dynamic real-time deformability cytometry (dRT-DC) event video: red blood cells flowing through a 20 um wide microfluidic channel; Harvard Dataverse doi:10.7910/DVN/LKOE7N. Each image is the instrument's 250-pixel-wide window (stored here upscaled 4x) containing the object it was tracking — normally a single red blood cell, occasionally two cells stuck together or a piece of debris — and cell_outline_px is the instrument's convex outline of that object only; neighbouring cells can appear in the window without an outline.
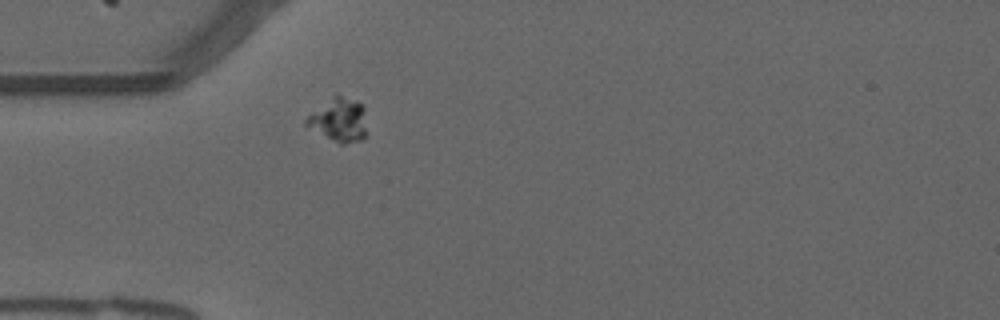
{"species": "common noctule bat (a hibernating species)", "species_latin": "Nyctalus noctula", "temperature_condition": "warm", "stored_images_in_passage": 47, "camera_frame_rate_fps": 3000, "um_per_image_px": 0.085, "animal": {"sex": "male", "forearm_length_mm": 52.5}, "frame": {"image": 1, "passage_image": 6, "time_ms": 1.667, "image_size_px": [1000, 320], "cell_outline_px": [[364, 140], [344, 144], [340, 144], [304, 124], [304, 120], [312, 112], [332, 96], [340, 96], [364, 104]], "centroid_in_image_um": [28.81, 10.2], "position_along_channel_um": 56.2, "area_um2": 14.91}}
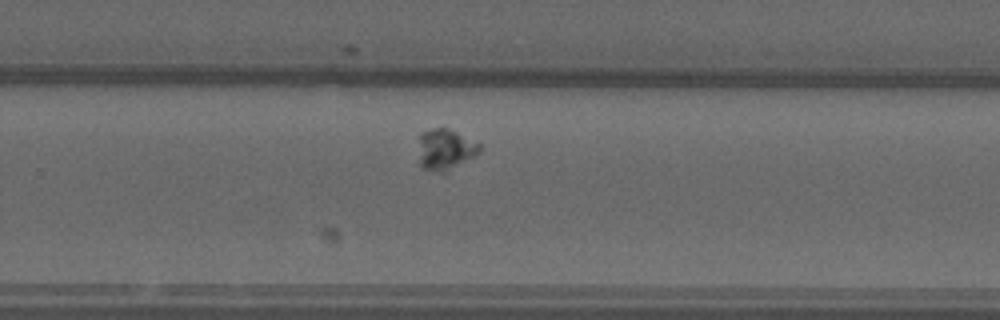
{"frame": {"image": 2, "passage_image": 27, "time_ms": 8.667, "image_size_px": [1000, 320], "cell_outline_px": [[480, 152], [476, 156], [444, 172], [440, 172], [420, 168], [420, 132], [432, 128], [448, 128], [480, 144]], "centroid_in_image_um": [37.85, 12.7], "position_along_channel_um": 291.9, "area_um2": 14.39}}
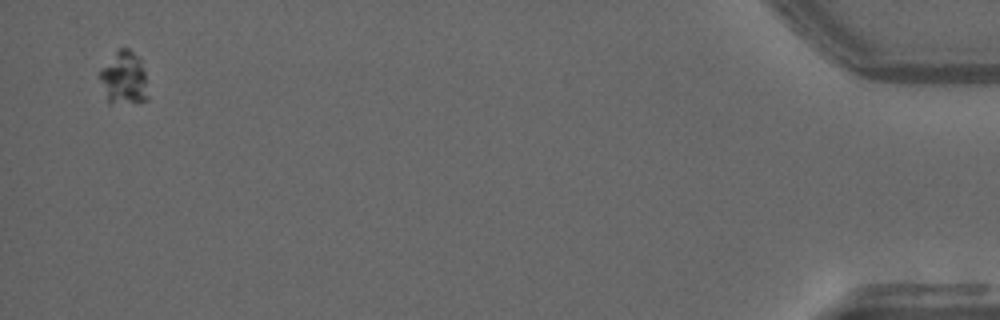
{"frame": {"image": 3, "passage_image": 46, "time_ms": 15.0, "image_size_px": [1000, 320], "cell_outline_px": [[148, 100], [140, 104], [136, 104], [108, 100], [100, 80], [100, 72], [116, 52], [120, 48], [128, 48], [140, 60], [144, 72], [148, 96]], "centroid_in_image_um": [10.59, 6.67], "position_along_channel_um": 424.6, "area_um2": 14.33}}